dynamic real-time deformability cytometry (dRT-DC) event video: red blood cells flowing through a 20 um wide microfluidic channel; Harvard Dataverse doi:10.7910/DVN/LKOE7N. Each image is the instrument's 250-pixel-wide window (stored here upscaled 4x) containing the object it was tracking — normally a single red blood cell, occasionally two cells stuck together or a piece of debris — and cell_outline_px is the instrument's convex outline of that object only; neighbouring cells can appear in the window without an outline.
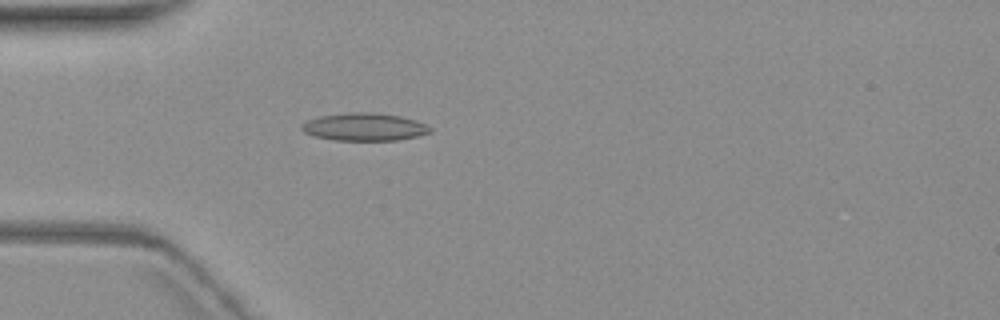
{"species": "common noctule bat (a hibernating species)", "species_latin": "Nyctalus noctula", "temperature_condition": "warm", "stored_images_in_passage": 3, "camera_frame_rate_fps": 3000, "um_per_image_px": 0.085, "animal": {"sex": "female", "body_mass_g": 19.3, "forearm_length_mm": 54.1}, "frame": {"image": 1, "passage_image": 3, "time_ms": 2.333, "image_size_px": [1000, 320], "cell_outline_px": [[432, 132], [416, 136], [396, 140], [336, 140], [316, 136], [304, 132], [300, 128], [308, 120], [320, 116], [352, 112], [372, 112], [400, 116], [416, 120], [432, 128]], "centroid_in_image_um": [31.0, 10.78], "position_along_channel_um": 54.0, "area_um2": 20.46}}